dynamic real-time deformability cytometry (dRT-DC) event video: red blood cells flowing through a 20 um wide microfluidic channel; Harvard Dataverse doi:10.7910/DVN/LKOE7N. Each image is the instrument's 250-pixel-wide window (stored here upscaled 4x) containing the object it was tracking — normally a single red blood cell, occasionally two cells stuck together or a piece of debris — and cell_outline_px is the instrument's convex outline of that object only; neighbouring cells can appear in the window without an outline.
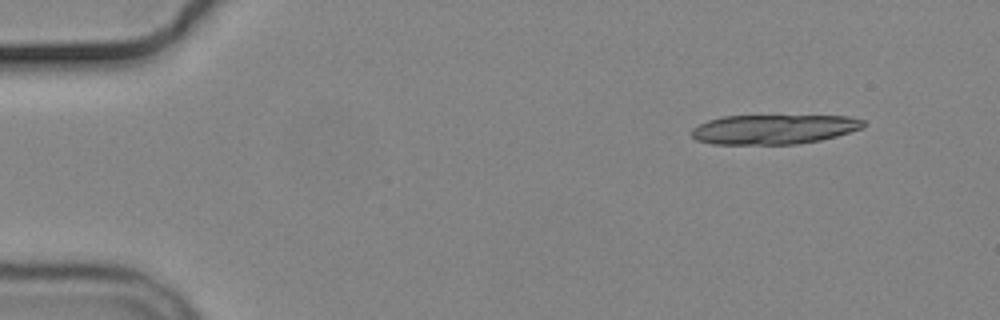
{"species": "common noctule bat (a hibernating species)", "species_latin": "Nyctalus noctula", "temperature_condition": "cold", "stored_images_in_passage": 5, "camera_frame_rate_fps": 3000, "um_per_image_px": 0.085, "animal": {"sex": "male", "body_mass_g": 19.2, "forearm_length_mm": 51.8}, "frame": {"image": 1, "passage_image": 1, "time_ms": 0.0, "image_size_px": [1000, 320], "cell_outline_px": [[864, 128], [836, 136], [820, 140], [796, 144], [712, 144], [696, 140], [692, 136], [692, 128], [708, 120], [724, 116], [848, 116], [864, 120]], "centroid_in_image_um": [65.77, 10.99], "position_along_channel_um": 19.2, "area_um2": 29.54}}